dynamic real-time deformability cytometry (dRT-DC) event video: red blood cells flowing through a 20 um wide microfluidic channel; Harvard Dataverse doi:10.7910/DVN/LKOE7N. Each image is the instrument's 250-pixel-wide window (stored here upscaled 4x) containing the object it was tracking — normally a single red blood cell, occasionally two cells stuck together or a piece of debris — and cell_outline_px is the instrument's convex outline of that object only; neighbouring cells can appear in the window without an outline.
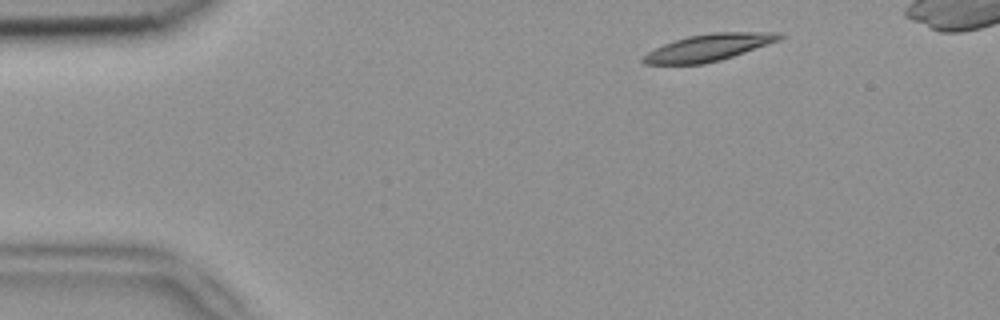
{"species": "common noctule bat (a hibernating species)", "species_latin": "Nyctalus noctula", "temperature_condition": "room temperature", "stored_images_in_passage": 4, "camera_frame_rate_fps": 3000, "um_per_image_px": 0.085, "animal": {"sex": "female", "body_mass_g": 18.4}, "frame": {"image": 1, "passage_image": 1, "time_ms": 0.0, "image_size_px": [1000, 320], "cell_outline_px": [[784, 36], [780, 40], [720, 60], [704, 64], [644, 64], [640, 60], [648, 52], [664, 44], [688, 36], [712, 32], [780, 32]], "centroid_in_image_um": [60.24, 4.03], "position_along_channel_um": 24.8, "area_um2": 21.15}}